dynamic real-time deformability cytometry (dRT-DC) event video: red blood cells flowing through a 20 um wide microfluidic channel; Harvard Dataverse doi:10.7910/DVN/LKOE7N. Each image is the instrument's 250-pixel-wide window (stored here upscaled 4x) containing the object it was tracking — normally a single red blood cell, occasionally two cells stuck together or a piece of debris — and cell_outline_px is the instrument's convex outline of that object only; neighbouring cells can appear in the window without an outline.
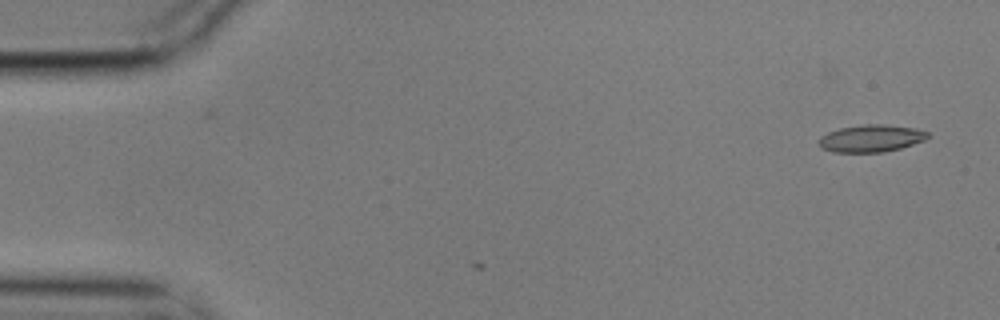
{"species": "common noctule bat (a hibernating species)", "species_latin": "Nyctalus noctula", "temperature_condition": "cold", "stored_images_in_passage": 2, "camera_frame_rate_fps": 3000, "um_per_image_px": 0.085, "animal": {"sex": "male", "body_mass_g": 17.9}, "frame": {"image": 1, "passage_image": 2, "time_ms": 0.333, "image_size_px": [1000, 320], "cell_outline_px": [[928, 136], [924, 140], [900, 148], [884, 152], [832, 152], [820, 148], [816, 140], [820, 136], [828, 132], [840, 128], [864, 124], [884, 124], [916, 128], [928, 132]], "centroid_in_image_um": [73.98, 11.76], "position_along_channel_um": 11.0, "area_um2": 17.4}}